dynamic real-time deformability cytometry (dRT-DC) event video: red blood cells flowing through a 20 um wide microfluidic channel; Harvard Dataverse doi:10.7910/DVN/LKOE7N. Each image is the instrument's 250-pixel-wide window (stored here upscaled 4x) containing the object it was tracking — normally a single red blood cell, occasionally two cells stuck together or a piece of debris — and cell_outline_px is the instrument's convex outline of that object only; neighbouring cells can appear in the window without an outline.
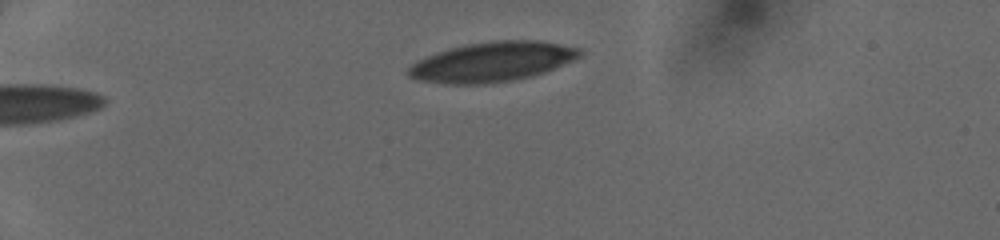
{"species": "human", "species_latin": "Homo sapiens", "temperature_condition": "cold", "stored_images_in_passage": 37, "camera_frame_rate_fps": 3000, "um_per_image_px": 0.085, "donor": {"sex": "female"}, "frame": {"image": 1, "passage_image": 1, "time_ms": 0.0, "image_size_px": [1000, 240], "cell_outline_px": [[584, 52], [580, 56], [572, 60], [544, 72], [532, 76], [512, 80], [484, 84], [448, 84], [420, 80], [408, 76], [408, 68], [416, 60], [436, 52], [448, 48], [464, 44], [492, 40], [540, 40], [580, 48]], "centroid_in_image_um": [41.82, 5.24], "position_along_channel_um": 43.2, "area_um2": 39.77}}
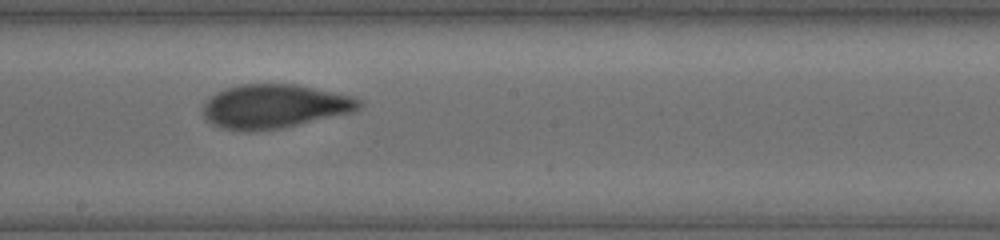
{"frame": {"image": 2, "passage_image": 18, "time_ms": 5.667, "image_size_px": [1000, 240], "cell_outline_px": [[364, 104], [360, 108], [352, 112], [280, 128], [224, 128], [208, 120], [204, 116], [204, 104], [216, 92], [224, 88], [240, 84], [292, 84], [352, 96], [360, 100]], "centroid_in_image_um": [23.37, 8.99], "position_along_channel_um": 224.8, "area_um2": 38.55}}
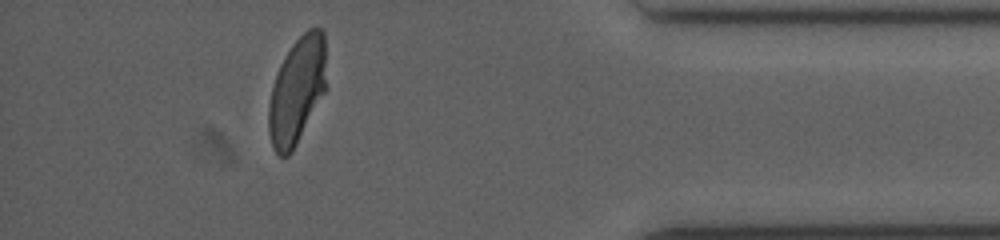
{"frame": {"image": 3, "passage_image": 33, "time_ms": 10.667, "image_size_px": [1000, 240], "cell_outline_px": [[328, 88], [292, 152], [288, 156], [280, 156], [276, 152], [272, 144], [268, 132], [268, 104], [272, 88], [280, 64], [284, 56], [292, 44], [308, 28], [320, 28], [324, 32]], "centroid_in_image_um": [25.28, 7.69], "position_along_channel_um": 409.9, "area_um2": 36.41}}